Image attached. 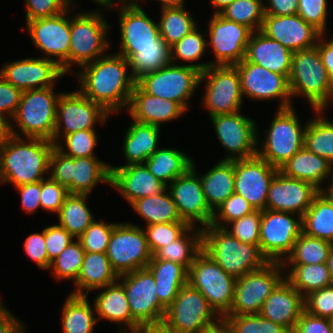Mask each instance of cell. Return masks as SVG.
I'll return each mask as SVG.
<instances>
[{"instance_id":"6da1fadb","label":"cell","mask_w":333,"mask_h":333,"mask_svg":"<svg viewBox=\"0 0 333 333\" xmlns=\"http://www.w3.org/2000/svg\"><path fill=\"white\" fill-rule=\"evenodd\" d=\"M129 68L128 60L115 51L82 66L73 75L77 74L78 90L112 115L128 108L136 84Z\"/></svg>"},{"instance_id":"7a4b0ae2","label":"cell","mask_w":333,"mask_h":333,"mask_svg":"<svg viewBox=\"0 0 333 333\" xmlns=\"http://www.w3.org/2000/svg\"><path fill=\"white\" fill-rule=\"evenodd\" d=\"M54 147L49 140L10 135L0 146V183L16 187L42 181Z\"/></svg>"},{"instance_id":"3957f363","label":"cell","mask_w":333,"mask_h":333,"mask_svg":"<svg viewBox=\"0 0 333 333\" xmlns=\"http://www.w3.org/2000/svg\"><path fill=\"white\" fill-rule=\"evenodd\" d=\"M202 250L236 279L268 263L258 245L241 242L212 224L202 229Z\"/></svg>"},{"instance_id":"277c9868","label":"cell","mask_w":333,"mask_h":333,"mask_svg":"<svg viewBox=\"0 0 333 333\" xmlns=\"http://www.w3.org/2000/svg\"><path fill=\"white\" fill-rule=\"evenodd\" d=\"M288 79L291 96L304 97L313 111H325L333 99V84L317 46L293 52Z\"/></svg>"},{"instance_id":"5b68a950","label":"cell","mask_w":333,"mask_h":333,"mask_svg":"<svg viewBox=\"0 0 333 333\" xmlns=\"http://www.w3.org/2000/svg\"><path fill=\"white\" fill-rule=\"evenodd\" d=\"M54 90V86H51L23 91L18 109L12 118L19 127V134L10 122L11 135L22 138L24 135V138L52 141L56 124L57 103L61 95V92L57 93Z\"/></svg>"},{"instance_id":"8992f818","label":"cell","mask_w":333,"mask_h":333,"mask_svg":"<svg viewBox=\"0 0 333 333\" xmlns=\"http://www.w3.org/2000/svg\"><path fill=\"white\" fill-rule=\"evenodd\" d=\"M49 177L68 193L90 195L98 183L111 185V166L96 157L71 158L56 147L49 159Z\"/></svg>"},{"instance_id":"52a82bcc","label":"cell","mask_w":333,"mask_h":333,"mask_svg":"<svg viewBox=\"0 0 333 333\" xmlns=\"http://www.w3.org/2000/svg\"><path fill=\"white\" fill-rule=\"evenodd\" d=\"M298 118L293 106L277 109L269 129L264 131L263 145L257 143V155L277 169L292 158L304 147L307 123L303 128Z\"/></svg>"},{"instance_id":"ba28073f","label":"cell","mask_w":333,"mask_h":333,"mask_svg":"<svg viewBox=\"0 0 333 333\" xmlns=\"http://www.w3.org/2000/svg\"><path fill=\"white\" fill-rule=\"evenodd\" d=\"M73 17V18H72ZM70 16L69 72L76 64L80 68L104 56L109 49V24L100 10Z\"/></svg>"},{"instance_id":"9c48e42d","label":"cell","mask_w":333,"mask_h":333,"mask_svg":"<svg viewBox=\"0 0 333 333\" xmlns=\"http://www.w3.org/2000/svg\"><path fill=\"white\" fill-rule=\"evenodd\" d=\"M236 280L203 250L188 270V282L204 295L221 318L230 311Z\"/></svg>"},{"instance_id":"30bf717a","label":"cell","mask_w":333,"mask_h":333,"mask_svg":"<svg viewBox=\"0 0 333 333\" xmlns=\"http://www.w3.org/2000/svg\"><path fill=\"white\" fill-rule=\"evenodd\" d=\"M283 271L282 262H268L238 278L230 311L226 315L259 314L264 301L285 279Z\"/></svg>"},{"instance_id":"8fae6325","label":"cell","mask_w":333,"mask_h":333,"mask_svg":"<svg viewBox=\"0 0 333 333\" xmlns=\"http://www.w3.org/2000/svg\"><path fill=\"white\" fill-rule=\"evenodd\" d=\"M106 255L118 276L146 268L153 257L144 229L128 222L113 227Z\"/></svg>"},{"instance_id":"7c38bea8","label":"cell","mask_w":333,"mask_h":333,"mask_svg":"<svg viewBox=\"0 0 333 333\" xmlns=\"http://www.w3.org/2000/svg\"><path fill=\"white\" fill-rule=\"evenodd\" d=\"M202 82L206 83L202 105L210 117L241 111L243 94L240 75L235 66L211 65L201 72Z\"/></svg>"},{"instance_id":"4fadbf2b","label":"cell","mask_w":333,"mask_h":333,"mask_svg":"<svg viewBox=\"0 0 333 333\" xmlns=\"http://www.w3.org/2000/svg\"><path fill=\"white\" fill-rule=\"evenodd\" d=\"M201 71L189 65L171 63L139 79L136 84L148 94L179 103L186 111L193 93L200 86Z\"/></svg>"},{"instance_id":"5bb4252c","label":"cell","mask_w":333,"mask_h":333,"mask_svg":"<svg viewBox=\"0 0 333 333\" xmlns=\"http://www.w3.org/2000/svg\"><path fill=\"white\" fill-rule=\"evenodd\" d=\"M265 209L260 223L259 249L268 262H283L302 233V217Z\"/></svg>"},{"instance_id":"9a60e30c","label":"cell","mask_w":333,"mask_h":333,"mask_svg":"<svg viewBox=\"0 0 333 333\" xmlns=\"http://www.w3.org/2000/svg\"><path fill=\"white\" fill-rule=\"evenodd\" d=\"M110 114L99 104L86 98L78 89L62 92L56 112V124L52 142L80 130L95 129L96 123L105 124Z\"/></svg>"},{"instance_id":"2e32d148","label":"cell","mask_w":333,"mask_h":333,"mask_svg":"<svg viewBox=\"0 0 333 333\" xmlns=\"http://www.w3.org/2000/svg\"><path fill=\"white\" fill-rule=\"evenodd\" d=\"M220 318L204 295L187 282L166 309L164 321L178 333H198Z\"/></svg>"},{"instance_id":"e0dca14e","label":"cell","mask_w":333,"mask_h":333,"mask_svg":"<svg viewBox=\"0 0 333 333\" xmlns=\"http://www.w3.org/2000/svg\"><path fill=\"white\" fill-rule=\"evenodd\" d=\"M119 1L120 5L116 8L120 12V49L117 54L128 60L137 53V49L158 47V42H165L160 36L158 22L150 18L139 3Z\"/></svg>"},{"instance_id":"ac0fdd59","label":"cell","mask_w":333,"mask_h":333,"mask_svg":"<svg viewBox=\"0 0 333 333\" xmlns=\"http://www.w3.org/2000/svg\"><path fill=\"white\" fill-rule=\"evenodd\" d=\"M73 8L72 4L66 11L56 16L38 18L26 23V31L34 46L44 51L46 54L44 58L55 61L66 75L69 73L70 52V17H68V13Z\"/></svg>"},{"instance_id":"d6986e66","label":"cell","mask_w":333,"mask_h":333,"mask_svg":"<svg viewBox=\"0 0 333 333\" xmlns=\"http://www.w3.org/2000/svg\"><path fill=\"white\" fill-rule=\"evenodd\" d=\"M218 141L228 151L221 160L247 159L257 155L258 126L241 111L210 117Z\"/></svg>"},{"instance_id":"ffe728a7","label":"cell","mask_w":333,"mask_h":333,"mask_svg":"<svg viewBox=\"0 0 333 333\" xmlns=\"http://www.w3.org/2000/svg\"><path fill=\"white\" fill-rule=\"evenodd\" d=\"M124 286L132 317L141 325L164 320L166 307L159 301L156 283L147 268L118 276Z\"/></svg>"},{"instance_id":"44dd1931","label":"cell","mask_w":333,"mask_h":333,"mask_svg":"<svg viewBox=\"0 0 333 333\" xmlns=\"http://www.w3.org/2000/svg\"><path fill=\"white\" fill-rule=\"evenodd\" d=\"M208 47H212L215 60L211 65H236L245 58L253 31L245 25L230 21L220 14H213L208 26Z\"/></svg>"},{"instance_id":"7402d4cb","label":"cell","mask_w":333,"mask_h":333,"mask_svg":"<svg viewBox=\"0 0 333 333\" xmlns=\"http://www.w3.org/2000/svg\"><path fill=\"white\" fill-rule=\"evenodd\" d=\"M195 162L184 174L176 178L166 188L168 189L181 220L190 226L204 228L211 224L213 211L206 203L199 174L196 172Z\"/></svg>"},{"instance_id":"603a6c76","label":"cell","mask_w":333,"mask_h":333,"mask_svg":"<svg viewBox=\"0 0 333 333\" xmlns=\"http://www.w3.org/2000/svg\"><path fill=\"white\" fill-rule=\"evenodd\" d=\"M240 75L243 96L252 100L279 99L278 109L292 107L289 79L251 62L234 65Z\"/></svg>"},{"instance_id":"cb8c5ba5","label":"cell","mask_w":333,"mask_h":333,"mask_svg":"<svg viewBox=\"0 0 333 333\" xmlns=\"http://www.w3.org/2000/svg\"><path fill=\"white\" fill-rule=\"evenodd\" d=\"M279 169L256 155L234 160L235 190L255 210H265L270 183Z\"/></svg>"},{"instance_id":"d4e9b609","label":"cell","mask_w":333,"mask_h":333,"mask_svg":"<svg viewBox=\"0 0 333 333\" xmlns=\"http://www.w3.org/2000/svg\"><path fill=\"white\" fill-rule=\"evenodd\" d=\"M0 75L14 87L25 91L55 86V82L66 74L55 61L43 56L5 63Z\"/></svg>"},{"instance_id":"484cf974","label":"cell","mask_w":333,"mask_h":333,"mask_svg":"<svg viewBox=\"0 0 333 333\" xmlns=\"http://www.w3.org/2000/svg\"><path fill=\"white\" fill-rule=\"evenodd\" d=\"M319 193L320 190L313 184L285 176L278 170L269 186L266 209L291 212L302 217Z\"/></svg>"},{"instance_id":"4316f807","label":"cell","mask_w":333,"mask_h":333,"mask_svg":"<svg viewBox=\"0 0 333 333\" xmlns=\"http://www.w3.org/2000/svg\"><path fill=\"white\" fill-rule=\"evenodd\" d=\"M292 52L315 47L322 33L298 14L265 15L260 30Z\"/></svg>"},{"instance_id":"83f0119b","label":"cell","mask_w":333,"mask_h":333,"mask_svg":"<svg viewBox=\"0 0 333 333\" xmlns=\"http://www.w3.org/2000/svg\"><path fill=\"white\" fill-rule=\"evenodd\" d=\"M131 205L135 200L155 196L166 186L159 181L145 164L111 166V185Z\"/></svg>"},{"instance_id":"f1b7e54d","label":"cell","mask_w":333,"mask_h":333,"mask_svg":"<svg viewBox=\"0 0 333 333\" xmlns=\"http://www.w3.org/2000/svg\"><path fill=\"white\" fill-rule=\"evenodd\" d=\"M304 311V296L284 279L264 301L259 314L292 333Z\"/></svg>"},{"instance_id":"f546056e","label":"cell","mask_w":333,"mask_h":333,"mask_svg":"<svg viewBox=\"0 0 333 333\" xmlns=\"http://www.w3.org/2000/svg\"><path fill=\"white\" fill-rule=\"evenodd\" d=\"M127 113L135 121L161 127L186 113L177 102L145 93L137 84L133 88Z\"/></svg>"},{"instance_id":"4dcf8cb0","label":"cell","mask_w":333,"mask_h":333,"mask_svg":"<svg viewBox=\"0 0 333 333\" xmlns=\"http://www.w3.org/2000/svg\"><path fill=\"white\" fill-rule=\"evenodd\" d=\"M293 52L264 33L254 31L248 42L245 58L241 62H251L269 71L289 77Z\"/></svg>"},{"instance_id":"1f68e13d","label":"cell","mask_w":333,"mask_h":333,"mask_svg":"<svg viewBox=\"0 0 333 333\" xmlns=\"http://www.w3.org/2000/svg\"><path fill=\"white\" fill-rule=\"evenodd\" d=\"M100 289L102 291L93 300L96 316L98 315L97 320L99 321L102 318L120 324L118 325L121 330H119V333H129V331L137 333L140 324L130 313L124 286L117 280L98 290Z\"/></svg>"},{"instance_id":"d6a6232c","label":"cell","mask_w":333,"mask_h":333,"mask_svg":"<svg viewBox=\"0 0 333 333\" xmlns=\"http://www.w3.org/2000/svg\"><path fill=\"white\" fill-rule=\"evenodd\" d=\"M279 171L285 176L304 180L321 190V184L333 178V164L321 156L302 147L292 158L283 164Z\"/></svg>"},{"instance_id":"836d02e7","label":"cell","mask_w":333,"mask_h":333,"mask_svg":"<svg viewBox=\"0 0 333 333\" xmlns=\"http://www.w3.org/2000/svg\"><path fill=\"white\" fill-rule=\"evenodd\" d=\"M160 127L141 123L132 119L123 141V153L127 166L131 164H144L145 161L158 149Z\"/></svg>"},{"instance_id":"e575fe53","label":"cell","mask_w":333,"mask_h":333,"mask_svg":"<svg viewBox=\"0 0 333 333\" xmlns=\"http://www.w3.org/2000/svg\"><path fill=\"white\" fill-rule=\"evenodd\" d=\"M118 280L117 273L112 269L106 253L85 252L82 267L75 289L70 292L73 295H89V291H95Z\"/></svg>"},{"instance_id":"d590c367","label":"cell","mask_w":333,"mask_h":333,"mask_svg":"<svg viewBox=\"0 0 333 333\" xmlns=\"http://www.w3.org/2000/svg\"><path fill=\"white\" fill-rule=\"evenodd\" d=\"M146 268L155 279L159 301L168 308L188 282V270L181 264L160 259H151Z\"/></svg>"},{"instance_id":"8d00e7d4","label":"cell","mask_w":333,"mask_h":333,"mask_svg":"<svg viewBox=\"0 0 333 333\" xmlns=\"http://www.w3.org/2000/svg\"><path fill=\"white\" fill-rule=\"evenodd\" d=\"M206 203L214 212L235 190L234 160H220L200 175Z\"/></svg>"},{"instance_id":"74e56055","label":"cell","mask_w":333,"mask_h":333,"mask_svg":"<svg viewBox=\"0 0 333 333\" xmlns=\"http://www.w3.org/2000/svg\"><path fill=\"white\" fill-rule=\"evenodd\" d=\"M193 159L176 148H158L146 161L149 171L166 187L192 167Z\"/></svg>"},{"instance_id":"f35d334b","label":"cell","mask_w":333,"mask_h":333,"mask_svg":"<svg viewBox=\"0 0 333 333\" xmlns=\"http://www.w3.org/2000/svg\"><path fill=\"white\" fill-rule=\"evenodd\" d=\"M95 313L94 304L91 306L86 295L68 294L60 319L62 332L93 333L98 321Z\"/></svg>"},{"instance_id":"ab89813d","label":"cell","mask_w":333,"mask_h":333,"mask_svg":"<svg viewBox=\"0 0 333 333\" xmlns=\"http://www.w3.org/2000/svg\"><path fill=\"white\" fill-rule=\"evenodd\" d=\"M201 251L202 228L191 226L180 238L160 248L151 259L172 261L189 270Z\"/></svg>"},{"instance_id":"60d3db41","label":"cell","mask_w":333,"mask_h":333,"mask_svg":"<svg viewBox=\"0 0 333 333\" xmlns=\"http://www.w3.org/2000/svg\"><path fill=\"white\" fill-rule=\"evenodd\" d=\"M302 233L333 243V205L321 192L302 216Z\"/></svg>"},{"instance_id":"b9f144b4","label":"cell","mask_w":333,"mask_h":333,"mask_svg":"<svg viewBox=\"0 0 333 333\" xmlns=\"http://www.w3.org/2000/svg\"><path fill=\"white\" fill-rule=\"evenodd\" d=\"M131 206L145 220L146 226L183 221L167 188L155 196L137 199Z\"/></svg>"},{"instance_id":"7bdbcfd3","label":"cell","mask_w":333,"mask_h":333,"mask_svg":"<svg viewBox=\"0 0 333 333\" xmlns=\"http://www.w3.org/2000/svg\"><path fill=\"white\" fill-rule=\"evenodd\" d=\"M89 195L69 193L62 204L58 216V224L65 228L75 239L95 220L87 206Z\"/></svg>"},{"instance_id":"ee69618b","label":"cell","mask_w":333,"mask_h":333,"mask_svg":"<svg viewBox=\"0 0 333 333\" xmlns=\"http://www.w3.org/2000/svg\"><path fill=\"white\" fill-rule=\"evenodd\" d=\"M285 279L304 297L313 291L331 286V273L327 263L290 265Z\"/></svg>"},{"instance_id":"f6af8a7d","label":"cell","mask_w":333,"mask_h":333,"mask_svg":"<svg viewBox=\"0 0 333 333\" xmlns=\"http://www.w3.org/2000/svg\"><path fill=\"white\" fill-rule=\"evenodd\" d=\"M314 112L318 117L307 120L304 147L333 164V121L324 116L323 110Z\"/></svg>"},{"instance_id":"bcb514c9","label":"cell","mask_w":333,"mask_h":333,"mask_svg":"<svg viewBox=\"0 0 333 333\" xmlns=\"http://www.w3.org/2000/svg\"><path fill=\"white\" fill-rule=\"evenodd\" d=\"M130 72L135 82L143 76L158 71L172 63L171 46L158 42V47L137 49L128 59Z\"/></svg>"},{"instance_id":"7dc6e473","label":"cell","mask_w":333,"mask_h":333,"mask_svg":"<svg viewBox=\"0 0 333 333\" xmlns=\"http://www.w3.org/2000/svg\"><path fill=\"white\" fill-rule=\"evenodd\" d=\"M333 243L301 233L295 241L291 253L282 262L284 270L289 265L327 263Z\"/></svg>"},{"instance_id":"c3c4849f","label":"cell","mask_w":333,"mask_h":333,"mask_svg":"<svg viewBox=\"0 0 333 333\" xmlns=\"http://www.w3.org/2000/svg\"><path fill=\"white\" fill-rule=\"evenodd\" d=\"M158 25L161 38L170 46L197 27L196 21L185 9V5L161 8Z\"/></svg>"},{"instance_id":"681fc988","label":"cell","mask_w":333,"mask_h":333,"mask_svg":"<svg viewBox=\"0 0 333 333\" xmlns=\"http://www.w3.org/2000/svg\"><path fill=\"white\" fill-rule=\"evenodd\" d=\"M199 30L197 26L180 41L171 46L173 64H175L177 60L178 62L179 60L183 62L186 61L190 63L188 64L190 67H194L201 72L211 66V60L210 62L192 64L193 62L196 63V61H199L208 48V40L204 38V36L207 37V34H203Z\"/></svg>"},{"instance_id":"f907efd6","label":"cell","mask_w":333,"mask_h":333,"mask_svg":"<svg viewBox=\"0 0 333 333\" xmlns=\"http://www.w3.org/2000/svg\"><path fill=\"white\" fill-rule=\"evenodd\" d=\"M263 0H234L219 14L227 20L242 24L253 32L261 30L265 17Z\"/></svg>"},{"instance_id":"816d5d0a","label":"cell","mask_w":333,"mask_h":333,"mask_svg":"<svg viewBox=\"0 0 333 333\" xmlns=\"http://www.w3.org/2000/svg\"><path fill=\"white\" fill-rule=\"evenodd\" d=\"M84 255L85 250L81 242L75 239L51 261L48 270H52L53 276L57 280H71L74 283L80 273Z\"/></svg>"},{"instance_id":"f5cc1de1","label":"cell","mask_w":333,"mask_h":333,"mask_svg":"<svg viewBox=\"0 0 333 333\" xmlns=\"http://www.w3.org/2000/svg\"><path fill=\"white\" fill-rule=\"evenodd\" d=\"M231 333H291L284 326L267 320L260 314L225 315Z\"/></svg>"},{"instance_id":"db71d44e","label":"cell","mask_w":333,"mask_h":333,"mask_svg":"<svg viewBox=\"0 0 333 333\" xmlns=\"http://www.w3.org/2000/svg\"><path fill=\"white\" fill-rule=\"evenodd\" d=\"M63 139L64 141H58L55 147L64 155L71 158L96 157L94 153L98 142L96 129L80 130Z\"/></svg>"},{"instance_id":"11a10c76","label":"cell","mask_w":333,"mask_h":333,"mask_svg":"<svg viewBox=\"0 0 333 333\" xmlns=\"http://www.w3.org/2000/svg\"><path fill=\"white\" fill-rule=\"evenodd\" d=\"M190 227L186 221L158 223L146 226L144 231L152 255L160 248L180 238Z\"/></svg>"},{"instance_id":"9f6ffc18","label":"cell","mask_w":333,"mask_h":333,"mask_svg":"<svg viewBox=\"0 0 333 333\" xmlns=\"http://www.w3.org/2000/svg\"><path fill=\"white\" fill-rule=\"evenodd\" d=\"M254 211V207L243 196L234 192L213 212L211 224L225 228L230 222Z\"/></svg>"},{"instance_id":"6f0895ef","label":"cell","mask_w":333,"mask_h":333,"mask_svg":"<svg viewBox=\"0 0 333 333\" xmlns=\"http://www.w3.org/2000/svg\"><path fill=\"white\" fill-rule=\"evenodd\" d=\"M117 224L94 220L78 238L85 252L106 253L113 227Z\"/></svg>"},{"instance_id":"680465c9","label":"cell","mask_w":333,"mask_h":333,"mask_svg":"<svg viewBox=\"0 0 333 333\" xmlns=\"http://www.w3.org/2000/svg\"><path fill=\"white\" fill-rule=\"evenodd\" d=\"M261 218L262 211L255 210L240 219L230 222L225 229L239 241L259 246Z\"/></svg>"},{"instance_id":"91938a15","label":"cell","mask_w":333,"mask_h":333,"mask_svg":"<svg viewBox=\"0 0 333 333\" xmlns=\"http://www.w3.org/2000/svg\"><path fill=\"white\" fill-rule=\"evenodd\" d=\"M327 3V0H299L297 14L322 34H326Z\"/></svg>"},{"instance_id":"94428289","label":"cell","mask_w":333,"mask_h":333,"mask_svg":"<svg viewBox=\"0 0 333 333\" xmlns=\"http://www.w3.org/2000/svg\"><path fill=\"white\" fill-rule=\"evenodd\" d=\"M305 311L313 316L333 317V286L313 291L304 297Z\"/></svg>"},{"instance_id":"6125c7cd","label":"cell","mask_w":333,"mask_h":333,"mask_svg":"<svg viewBox=\"0 0 333 333\" xmlns=\"http://www.w3.org/2000/svg\"><path fill=\"white\" fill-rule=\"evenodd\" d=\"M26 7V23L28 21L53 17L66 11L71 5L70 0H24Z\"/></svg>"},{"instance_id":"be15d7a7","label":"cell","mask_w":333,"mask_h":333,"mask_svg":"<svg viewBox=\"0 0 333 333\" xmlns=\"http://www.w3.org/2000/svg\"><path fill=\"white\" fill-rule=\"evenodd\" d=\"M68 194V190L64 186L48 176L41 181V208L44 211L58 214Z\"/></svg>"},{"instance_id":"e7e4bbea","label":"cell","mask_w":333,"mask_h":333,"mask_svg":"<svg viewBox=\"0 0 333 333\" xmlns=\"http://www.w3.org/2000/svg\"><path fill=\"white\" fill-rule=\"evenodd\" d=\"M75 238L59 224L45 227V246L48 255V268L54 260Z\"/></svg>"},{"instance_id":"03108f58","label":"cell","mask_w":333,"mask_h":333,"mask_svg":"<svg viewBox=\"0 0 333 333\" xmlns=\"http://www.w3.org/2000/svg\"><path fill=\"white\" fill-rule=\"evenodd\" d=\"M22 93L0 75V116L9 123L18 109Z\"/></svg>"},{"instance_id":"003e7915","label":"cell","mask_w":333,"mask_h":333,"mask_svg":"<svg viewBox=\"0 0 333 333\" xmlns=\"http://www.w3.org/2000/svg\"><path fill=\"white\" fill-rule=\"evenodd\" d=\"M24 251L28 258L36 262L41 269H48V255L45 246V228L41 233L29 235L24 242Z\"/></svg>"},{"instance_id":"a7ac6f4b","label":"cell","mask_w":333,"mask_h":333,"mask_svg":"<svg viewBox=\"0 0 333 333\" xmlns=\"http://www.w3.org/2000/svg\"><path fill=\"white\" fill-rule=\"evenodd\" d=\"M292 333H333L329 318L302 313Z\"/></svg>"},{"instance_id":"89a4df30","label":"cell","mask_w":333,"mask_h":333,"mask_svg":"<svg viewBox=\"0 0 333 333\" xmlns=\"http://www.w3.org/2000/svg\"><path fill=\"white\" fill-rule=\"evenodd\" d=\"M15 189L21 195V207L25 213H35L39 207L41 208V181L16 186Z\"/></svg>"},{"instance_id":"2644e50d","label":"cell","mask_w":333,"mask_h":333,"mask_svg":"<svg viewBox=\"0 0 333 333\" xmlns=\"http://www.w3.org/2000/svg\"><path fill=\"white\" fill-rule=\"evenodd\" d=\"M265 15L285 16L298 13L299 0H266Z\"/></svg>"},{"instance_id":"8c879c8a","label":"cell","mask_w":333,"mask_h":333,"mask_svg":"<svg viewBox=\"0 0 333 333\" xmlns=\"http://www.w3.org/2000/svg\"><path fill=\"white\" fill-rule=\"evenodd\" d=\"M25 327L4 305L0 308V333H25Z\"/></svg>"},{"instance_id":"753ad0ef","label":"cell","mask_w":333,"mask_h":333,"mask_svg":"<svg viewBox=\"0 0 333 333\" xmlns=\"http://www.w3.org/2000/svg\"><path fill=\"white\" fill-rule=\"evenodd\" d=\"M325 35L322 34L320 36L316 46L318 47L323 65L328 72L329 79L333 84V37L327 40V38H324Z\"/></svg>"},{"instance_id":"34e18365","label":"cell","mask_w":333,"mask_h":333,"mask_svg":"<svg viewBox=\"0 0 333 333\" xmlns=\"http://www.w3.org/2000/svg\"><path fill=\"white\" fill-rule=\"evenodd\" d=\"M137 333H178L164 320L144 323L139 326Z\"/></svg>"},{"instance_id":"11e5206c","label":"cell","mask_w":333,"mask_h":333,"mask_svg":"<svg viewBox=\"0 0 333 333\" xmlns=\"http://www.w3.org/2000/svg\"><path fill=\"white\" fill-rule=\"evenodd\" d=\"M198 333H231L229 325L224 318H220L212 325L201 329Z\"/></svg>"},{"instance_id":"2a66077c","label":"cell","mask_w":333,"mask_h":333,"mask_svg":"<svg viewBox=\"0 0 333 333\" xmlns=\"http://www.w3.org/2000/svg\"><path fill=\"white\" fill-rule=\"evenodd\" d=\"M10 135V123L0 116V146Z\"/></svg>"},{"instance_id":"b9fcfbb0","label":"cell","mask_w":333,"mask_h":333,"mask_svg":"<svg viewBox=\"0 0 333 333\" xmlns=\"http://www.w3.org/2000/svg\"><path fill=\"white\" fill-rule=\"evenodd\" d=\"M131 1L134 4H138V0H131ZM144 1L142 0V2ZM158 1L160 2L161 8L182 6L186 2L185 0H158Z\"/></svg>"},{"instance_id":"09005b40","label":"cell","mask_w":333,"mask_h":333,"mask_svg":"<svg viewBox=\"0 0 333 333\" xmlns=\"http://www.w3.org/2000/svg\"><path fill=\"white\" fill-rule=\"evenodd\" d=\"M234 0H211V5L214 8L213 14H219L224 8L231 4ZM216 9V10H215Z\"/></svg>"},{"instance_id":"979ff035","label":"cell","mask_w":333,"mask_h":333,"mask_svg":"<svg viewBox=\"0 0 333 333\" xmlns=\"http://www.w3.org/2000/svg\"><path fill=\"white\" fill-rule=\"evenodd\" d=\"M327 188H322L320 192L330 201V203L333 205V178L327 182Z\"/></svg>"},{"instance_id":"deb4b68c","label":"cell","mask_w":333,"mask_h":333,"mask_svg":"<svg viewBox=\"0 0 333 333\" xmlns=\"http://www.w3.org/2000/svg\"><path fill=\"white\" fill-rule=\"evenodd\" d=\"M71 3L75 2V0H70ZM95 2V3H98V6L100 5L101 7H105V8H108V9H111L112 8L114 10H116L115 8V4L117 3L115 0H92V2Z\"/></svg>"},{"instance_id":"67dfc351","label":"cell","mask_w":333,"mask_h":333,"mask_svg":"<svg viewBox=\"0 0 333 333\" xmlns=\"http://www.w3.org/2000/svg\"><path fill=\"white\" fill-rule=\"evenodd\" d=\"M327 265H328L331 275H333V245H332L329 255H328Z\"/></svg>"},{"instance_id":"b62a3aed","label":"cell","mask_w":333,"mask_h":333,"mask_svg":"<svg viewBox=\"0 0 333 333\" xmlns=\"http://www.w3.org/2000/svg\"><path fill=\"white\" fill-rule=\"evenodd\" d=\"M331 286H333V275H331Z\"/></svg>"},{"instance_id":"603ad722","label":"cell","mask_w":333,"mask_h":333,"mask_svg":"<svg viewBox=\"0 0 333 333\" xmlns=\"http://www.w3.org/2000/svg\"><path fill=\"white\" fill-rule=\"evenodd\" d=\"M330 320H331V325H332V330H333V317Z\"/></svg>"},{"instance_id":"5803f987","label":"cell","mask_w":333,"mask_h":333,"mask_svg":"<svg viewBox=\"0 0 333 333\" xmlns=\"http://www.w3.org/2000/svg\"><path fill=\"white\" fill-rule=\"evenodd\" d=\"M3 306V302L0 301V308Z\"/></svg>"}]
</instances>
